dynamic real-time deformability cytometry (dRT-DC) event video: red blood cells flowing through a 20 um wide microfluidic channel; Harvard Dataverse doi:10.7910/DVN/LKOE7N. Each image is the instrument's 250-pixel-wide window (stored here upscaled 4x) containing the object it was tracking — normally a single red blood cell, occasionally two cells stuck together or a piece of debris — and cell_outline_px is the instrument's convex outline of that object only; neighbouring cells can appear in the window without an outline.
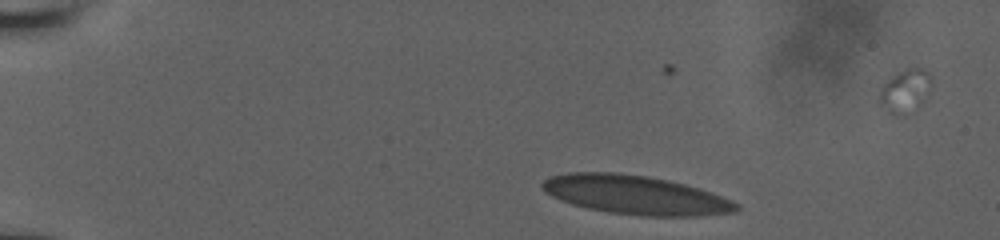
{"species": "human", "species_latin": "Homo sapiens", "temperature_condition": "room temperature", "stored_images_in_passage": 33, "camera_frame_rate_fps": 3000, "um_per_image_px": 0.085, "donor": {"sex": "male"}, "frame": {"image": 1, "passage_image": 1, "time_ms": 0.0, "image_size_px": [1000, 240], "cell_outline_px": [[740, 208], [736, 212], [700, 216], [640, 216], [608, 212], [588, 208], [572, 204], [560, 200], [544, 192], [540, 184], [548, 176], [568, 172], [620, 172], [648, 176], [668, 180], [700, 188], [732, 200], [740, 204]], "centroid_in_image_um": [54.01, 16.56], "position_along_channel_um": 31.0, "area_um2": 44.45}}
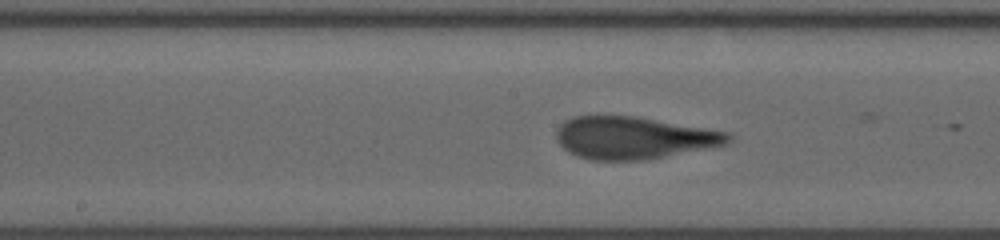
{"frame": {"image": 2, "passage_image": 15, "time_ms": 6.667, "image_size_px": [1000, 240], "cell_outline_px": [[732, 140], [724, 144], [644, 160], [592, 160], [576, 156], [568, 152], [556, 140], [556, 128], [564, 120], [572, 116], [636, 116], [728, 132], [732, 136]], "centroid_in_image_um": [53.78, 11.7], "position_along_channel_um": 194.4, "area_um2": 42.08}}
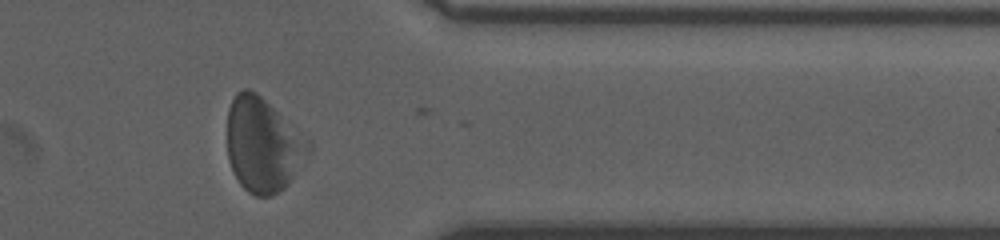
{"frame": {"image": 3, "passage_image": 28, "time_ms": 12.0, "image_size_px": [1000, 240], "cell_outline_px": [[312, 152], [288, 184], [280, 192], [272, 196], [256, 196], [248, 192], [240, 184], [228, 160], [228, 108], [236, 92], [244, 88], [248, 88], [256, 92], [312, 140]], "centroid_in_image_um": [22.41, 12.31], "position_along_channel_um": 389.0, "area_um2": 45.2}}